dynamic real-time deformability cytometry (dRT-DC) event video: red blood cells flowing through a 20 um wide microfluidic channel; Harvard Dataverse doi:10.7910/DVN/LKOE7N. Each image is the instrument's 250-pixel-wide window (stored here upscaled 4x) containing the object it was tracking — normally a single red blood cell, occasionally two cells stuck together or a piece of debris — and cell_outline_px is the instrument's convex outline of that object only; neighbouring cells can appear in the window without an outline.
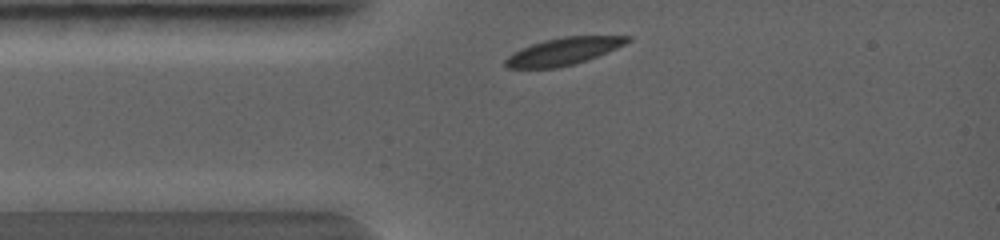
{"species": "common noctule bat (a hibernating species)", "species_latin": "Nyctalus noctula", "temperature_condition": "warm", "stored_images_in_passage": 2, "camera_frame_rate_fps": 5000, "um_per_image_px": 0.085, "animal": {"sex": "female", "body_mass_g": 19.0, "forearm_length_mm": 56.7}, "frame": {"image": 1, "passage_image": 1, "time_ms": 0.0, "image_size_px": [1000, 240], "cell_outline_px": [[632, 40], [616, 48], [596, 56], [572, 64], [556, 68], [508, 68], [504, 64], [504, 60], [508, 56], [520, 48], [544, 40], [564, 36], [632, 36]], "centroid_in_image_um": [47.86, 4.35], "position_along_channel_um": 37.1, "area_um2": 19.13}}